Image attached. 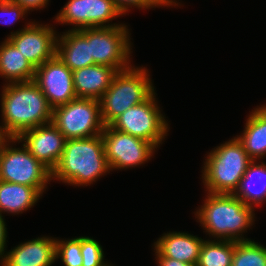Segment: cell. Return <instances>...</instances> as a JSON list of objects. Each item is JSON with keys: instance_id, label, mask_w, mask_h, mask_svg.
Returning <instances> with one entry per match:
<instances>
[{"instance_id": "1", "label": "cell", "mask_w": 266, "mask_h": 266, "mask_svg": "<svg viewBox=\"0 0 266 266\" xmlns=\"http://www.w3.org/2000/svg\"><path fill=\"white\" fill-rule=\"evenodd\" d=\"M2 88L3 137L17 138L23 131L52 122L53 109L34 81L9 83Z\"/></svg>"}, {"instance_id": "2", "label": "cell", "mask_w": 266, "mask_h": 266, "mask_svg": "<svg viewBox=\"0 0 266 266\" xmlns=\"http://www.w3.org/2000/svg\"><path fill=\"white\" fill-rule=\"evenodd\" d=\"M111 171L101 135L66 140L63 154L51 172V180L88 186Z\"/></svg>"}, {"instance_id": "3", "label": "cell", "mask_w": 266, "mask_h": 266, "mask_svg": "<svg viewBox=\"0 0 266 266\" xmlns=\"http://www.w3.org/2000/svg\"><path fill=\"white\" fill-rule=\"evenodd\" d=\"M207 194L204 204L195 212V218H198L197 222H200L204 232L215 240H251L244 238L243 233L254 225V208L234 194Z\"/></svg>"}, {"instance_id": "4", "label": "cell", "mask_w": 266, "mask_h": 266, "mask_svg": "<svg viewBox=\"0 0 266 266\" xmlns=\"http://www.w3.org/2000/svg\"><path fill=\"white\" fill-rule=\"evenodd\" d=\"M252 161L236 137L213 148L202 169L205 191L234 194Z\"/></svg>"}, {"instance_id": "5", "label": "cell", "mask_w": 266, "mask_h": 266, "mask_svg": "<svg viewBox=\"0 0 266 266\" xmlns=\"http://www.w3.org/2000/svg\"><path fill=\"white\" fill-rule=\"evenodd\" d=\"M148 72L145 67L131 66L115 74L111 85L99 99L105 126L130 107L146 101L155 92Z\"/></svg>"}, {"instance_id": "6", "label": "cell", "mask_w": 266, "mask_h": 266, "mask_svg": "<svg viewBox=\"0 0 266 266\" xmlns=\"http://www.w3.org/2000/svg\"><path fill=\"white\" fill-rule=\"evenodd\" d=\"M17 138L4 137L0 142V180L37 188L42 194L51 181V171L38 161L22 144L16 148L11 143Z\"/></svg>"}, {"instance_id": "7", "label": "cell", "mask_w": 266, "mask_h": 266, "mask_svg": "<svg viewBox=\"0 0 266 266\" xmlns=\"http://www.w3.org/2000/svg\"><path fill=\"white\" fill-rule=\"evenodd\" d=\"M52 123L67 140L101 135L105 127L100 102L92 98H76L54 108Z\"/></svg>"}, {"instance_id": "8", "label": "cell", "mask_w": 266, "mask_h": 266, "mask_svg": "<svg viewBox=\"0 0 266 266\" xmlns=\"http://www.w3.org/2000/svg\"><path fill=\"white\" fill-rule=\"evenodd\" d=\"M155 94L154 92L146 101L130 107L110 126L120 132L148 141L159 148L170 127L158 107Z\"/></svg>"}, {"instance_id": "9", "label": "cell", "mask_w": 266, "mask_h": 266, "mask_svg": "<svg viewBox=\"0 0 266 266\" xmlns=\"http://www.w3.org/2000/svg\"><path fill=\"white\" fill-rule=\"evenodd\" d=\"M127 25L88 28L93 64L105 65L122 71L132 66L131 42Z\"/></svg>"}, {"instance_id": "10", "label": "cell", "mask_w": 266, "mask_h": 266, "mask_svg": "<svg viewBox=\"0 0 266 266\" xmlns=\"http://www.w3.org/2000/svg\"><path fill=\"white\" fill-rule=\"evenodd\" d=\"M110 170H121L148 162L157 149L152 143L120 132L110 125L101 133Z\"/></svg>"}, {"instance_id": "11", "label": "cell", "mask_w": 266, "mask_h": 266, "mask_svg": "<svg viewBox=\"0 0 266 266\" xmlns=\"http://www.w3.org/2000/svg\"><path fill=\"white\" fill-rule=\"evenodd\" d=\"M122 14L113 0H69L59 11L55 20L60 24H70V30L78 31L85 28L113 27L124 24H109ZM107 23V25H106Z\"/></svg>"}, {"instance_id": "12", "label": "cell", "mask_w": 266, "mask_h": 266, "mask_svg": "<svg viewBox=\"0 0 266 266\" xmlns=\"http://www.w3.org/2000/svg\"><path fill=\"white\" fill-rule=\"evenodd\" d=\"M57 32L49 24L30 22L7 39L36 69L56 55Z\"/></svg>"}, {"instance_id": "13", "label": "cell", "mask_w": 266, "mask_h": 266, "mask_svg": "<svg viewBox=\"0 0 266 266\" xmlns=\"http://www.w3.org/2000/svg\"><path fill=\"white\" fill-rule=\"evenodd\" d=\"M52 109L77 98L72 71L55 55L36 68L33 80Z\"/></svg>"}, {"instance_id": "14", "label": "cell", "mask_w": 266, "mask_h": 266, "mask_svg": "<svg viewBox=\"0 0 266 266\" xmlns=\"http://www.w3.org/2000/svg\"><path fill=\"white\" fill-rule=\"evenodd\" d=\"M66 140L52 122L23 131L17 137V142H23L28 151L51 172L63 154Z\"/></svg>"}, {"instance_id": "15", "label": "cell", "mask_w": 266, "mask_h": 266, "mask_svg": "<svg viewBox=\"0 0 266 266\" xmlns=\"http://www.w3.org/2000/svg\"><path fill=\"white\" fill-rule=\"evenodd\" d=\"M56 238L38 237L4 254L2 266H52L56 261Z\"/></svg>"}, {"instance_id": "16", "label": "cell", "mask_w": 266, "mask_h": 266, "mask_svg": "<svg viewBox=\"0 0 266 266\" xmlns=\"http://www.w3.org/2000/svg\"><path fill=\"white\" fill-rule=\"evenodd\" d=\"M204 240L184 232L164 233L154 242L155 258H171L196 265Z\"/></svg>"}, {"instance_id": "17", "label": "cell", "mask_w": 266, "mask_h": 266, "mask_svg": "<svg viewBox=\"0 0 266 266\" xmlns=\"http://www.w3.org/2000/svg\"><path fill=\"white\" fill-rule=\"evenodd\" d=\"M58 34L56 55L71 70L75 71L93 65L90 44L88 43V28L78 31L68 30Z\"/></svg>"}, {"instance_id": "18", "label": "cell", "mask_w": 266, "mask_h": 266, "mask_svg": "<svg viewBox=\"0 0 266 266\" xmlns=\"http://www.w3.org/2000/svg\"><path fill=\"white\" fill-rule=\"evenodd\" d=\"M117 72L115 68L97 64L72 71L77 98L99 100L111 85Z\"/></svg>"}, {"instance_id": "19", "label": "cell", "mask_w": 266, "mask_h": 266, "mask_svg": "<svg viewBox=\"0 0 266 266\" xmlns=\"http://www.w3.org/2000/svg\"><path fill=\"white\" fill-rule=\"evenodd\" d=\"M35 68L8 39L0 45V77L9 83L33 81Z\"/></svg>"}, {"instance_id": "20", "label": "cell", "mask_w": 266, "mask_h": 266, "mask_svg": "<svg viewBox=\"0 0 266 266\" xmlns=\"http://www.w3.org/2000/svg\"><path fill=\"white\" fill-rule=\"evenodd\" d=\"M252 160L266 155V111L257 107L248 116L241 135L236 137Z\"/></svg>"}, {"instance_id": "21", "label": "cell", "mask_w": 266, "mask_h": 266, "mask_svg": "<svg viewBox=\"0 0 266 266\" xmlns=\"http://www.w3.org/2000/svg\"><path fill=\"white\" fill-rule=\"evenodd\" d=\"M41 196L37 188L0 180V214L23 213L32 208Z\"/></svg>"}, {"instance_id": "22", "label": "cell", "mask_w": 266, "mask_h": 266, "mask_svg": "<svg viewBox=\"0 0 266 266\" xmlns=\"http://www.w3.org/2000/svg\"><path fill=\"white\" fill-rule=\"evenodd\" d=\"M234 195L253 208L266 201V164L264 162L259 164L253 160L248 165Z\"/></svg>"}, {"instance_id": "23", "label": "cell", "mask_w": 266, "mask_h": 266, "mask_svg": "<svg viewBox=\"0 0 266 266\" xmlns=\"http://www.w3.org/2000/svg\"><path fill=\"white\" fill-rule=\"evenodd\" d=\"M235 241L204 240L196 266H232Z\"/></svg>"}, {"instance_id": "24", "label": "cell", "mask_w": 266, "mask_h": 266, "mask_svg": "<svg viewBox=\"0 0 266 266\" xmlns=\"http://www.w3.org/2000/svg\"><path fill=\"white\" fill-rule=\"evenodd\" d=\"M232 266H266V247L254 240L235 241Z\"/></svg>"}, {"instance_id": "25", "label": "cell", "mask_w": 266, "mask_h": 266, "mask_svg": "<svg viewBox=\"0 0 266 266\" xmlns=\"http://www.w3.org/2000/svg\"><path fill=\"white\" fill-rule=\"evenodd\" d=\"M55 258H60L64 266H82L81 237L68 240L56 238Z\"/></svg>"}, {"instance_id": "26", "label": "cell", "mask_w": 266, "mask_h": 266, "mask_svg": "<svg viewBox=\"0 0 266 266\" xmlns=\"http://www.w3.org/2000/svg\"><path fill=\"white\" fill-rule=\"evenodd\" d=\"M82 266H106L104 251L98 241L91 237L81 236Z\"/></svg>"}, {"instance_id": "27", "label": "cell", "mask_w": 266, "mask_h": 266, "mask_svg": "<svg viewBox=\"0 0 266 266\" xmlns=\"http://www.w3.org/2000/svg\"><path fill=\"white\" fill-rule=\"evenodd\" d=\"M0 23L10 25L27 14V12L17 4L10 0H0ZM1 15L4 17L2 19ZM8 15V16H7ZM7 18V19H6Z\"/></svg>"}, {"instance_id": "28", "label": "cell", "mask_w": 266, "mask_h": 266, "mask_svg": "<svg viewBox=\"0 0 266 266\" xmlns=\"http://www.w3.org/2000/svg\"><path fill=\"white\" fill-rule=\"evenodd\" d=\"M118 11L125 15L131 7L138 9H151L154 7H166L161 0H113Z\"/></svg>"}, {"instance_id": "29", "label": "cell", "mask_w": 266, "mask_h": 266, "mask_svg": "<svg viewBox=\"0 0 266 266\" xmlns=\"http://www.w3.org/2000/svg\"><path fill=\"white\" fill-rule=\"evenodd\" d=\"M14 4L22 7L27 13L33 9L40 10L48 5L49 0H10Z\"/></svg>"}, {"instance_id": "30", "label": "cell", "mask_w": 266, "mask_h": 266, "mask_svg": "<svg viewBox=\"0 0 266 266\" xmlns=\"http://www.w3.org/2000/svg\"><path fill=\"white\" fill-rule=\"evenodd\" d=\"M4 216L0 214V258L2 259L6 250V238H7V228L4 221Z\"/></svg>"}, {"instance_id": "31", "label": "cell", "mask_w": 266, "mask_h": 266, "mask_svg": "<svg viewBox=\"0 0 266 266\" xmlns=\"http://www.w3.org/2000/svg\"><path fill=\"white\" fill-rule=\"evenodd\" d=\"M158 266H196L189 263H184L171 258H156Z\"/></svg>"}, {"instance_id": "32", "label": "cell", "mask_w": 266, "mask_h": 266, "mask_svg": "<svg viewBox=\"0 0 266 266\" xmlns=\"http://www.w3.org/2000/svg\"><path fill=\"white\" fill-rule=\"evenodd\" d=\"M167 7L169 6H179V3L175 0H161Z\"/></svg>"}, {"instance_id": "33", "label": "cell", "mask_w": 266, "mask_h": 266, "mask_svg": "<svg viewBox=\"0 0 266 266\" xmlns=\"http://www.w3.org/2000/svg\"><path fill=\"white\" fill-rule=\"evenodd\" d=\"M261 108L266 111V105L265 104L263 106H261Z\"/></svg>"}, {"instance_id": "34", "label": "cell", "mask_w": 266, "mask_h": 266, "mask_svg": "<svg viewBox=\"0 0 266 266\" xmlns=\"http://www.w3.org/2000/svg\"><path fill=\"white\" fill-rule=\"evenodd\" d=\"M4 137L2 136L1 132H0V142Z\"/></svg>"}]
</instances>
